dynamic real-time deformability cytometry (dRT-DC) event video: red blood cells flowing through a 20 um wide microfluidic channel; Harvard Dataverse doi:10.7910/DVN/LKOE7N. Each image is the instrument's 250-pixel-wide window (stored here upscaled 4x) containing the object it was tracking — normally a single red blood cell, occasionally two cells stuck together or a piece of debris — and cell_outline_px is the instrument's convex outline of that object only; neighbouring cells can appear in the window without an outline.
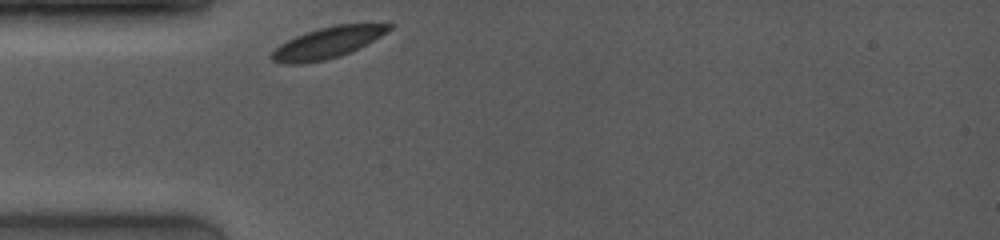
{"species": "common noctule bat (a hibernating species)", "species_latin": "Nyctalus noctula", "temperature_condition": "room temperature", "stored_images_in_passage": 21, "camera_frame_rate_fps": 4000, "um_per_image_px": 0.085, "animal": {"sex": "female", "body_mass_g": 19.0, "forearm_length_mm": 53.3}, "frame": {"image": 1, "passage_image": 1, "time_ms": 0.0, "image_size_px": [1000, 240], "cell_outline_px": [[392, 28], [388, 32], [340, 56], [324, 60], [304, 64], [280, 64], [272, 60], [268, 56], [280, 44], [296, 36], [320, 28], [336, 24], [392, 24]], "centroid_in_image_um": [27.77, 3.65], "position_along_channel_um": 57.2, "area_um2": 20.92}}
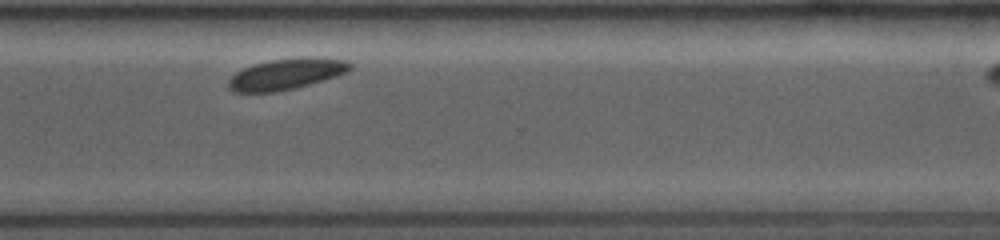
{"frame": {"image": 2, "passage_image": 18, "time_ms": 7.75, "image_size_px": [1000, 240], "cell_outline_px": [[352, 68], [348, 72], [336, 76], [308, 84], [292, 88], [272, 92], [232, 92], [228, 88], [228, 80], [236, 72], [252, 64], [272, 60], [300, 56], [312, 56], [348, 60], [352, 64]], "centroid_in_image_um": [24.35, 6.26], "position_along_channel_um": 346.2, "area_um2": 22.08}}
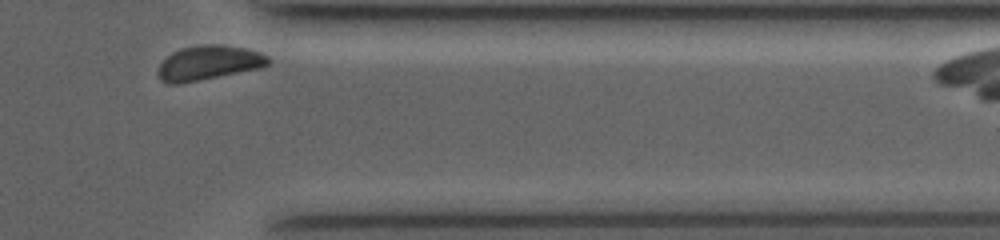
{"frame": {"image": 3, "passage_image": 21, "time_ms": 9.0, "image_size_px": [1000, 240], "cell_outline_px": [[272, 60], [268, 64], [260, 68], [200, 80], [176, 84], [168, 84], [160, 80], [160, 64], [172, 52], [184, 48], [204, 44], [220, 44], [244, 48], [260, 52], [268, 56]], "centroid_in_image_um": [17.78, 5.34], "position_along_channel_um": 393.6, "area_um2": 21.85}, "authors_computed_cell_mechanics": {"area_um2": 22.0796, "velocity_mm_per_s": 3.7799, "shape_relaxation_time_tau1_ms": 0.6911, "shape_relaxation_time_tau2_ms": null, "deformation_change_tau1": 0.0389, "deformation_change_tau2": null}}